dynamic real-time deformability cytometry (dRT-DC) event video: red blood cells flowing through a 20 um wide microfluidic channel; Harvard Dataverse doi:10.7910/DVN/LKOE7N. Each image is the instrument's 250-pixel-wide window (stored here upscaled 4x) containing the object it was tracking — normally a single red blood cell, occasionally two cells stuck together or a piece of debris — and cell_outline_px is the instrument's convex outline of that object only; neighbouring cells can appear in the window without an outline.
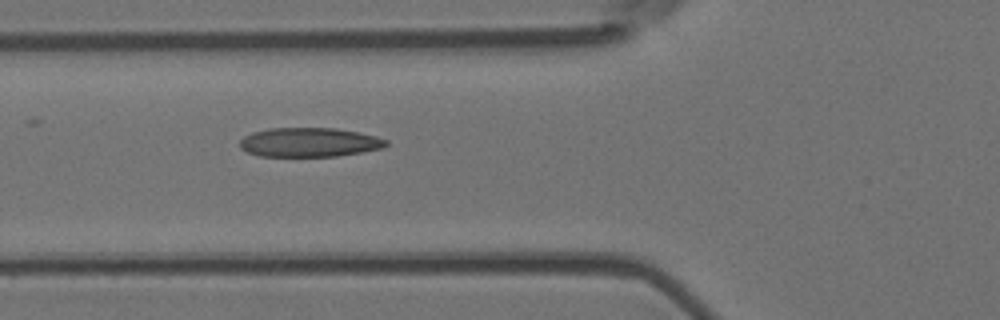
{"species": "Egyptian fruit bat (a non-hibernating species)", "species_latin": "Rousettus aegyptiacus", "temperature_condition": "room temperature", "stored_images_in_passage": 4, "camera_frame_rate_fps": 3000, "um_per_image_px": 0.085, "animal": {"sex": "female"}, "frame": {"image": 1, "passage_image": 4, "time_ms": 1.0, "image_size_px": [1000, 320], "cell_outline_px": [[388, 144], [384, 148], [336, 156], [260, 156], [248, 152], [240, 148], [240, 140], [244, 136], [252, 132], [268, 128], [336, 128], [360, 132], [376, 136], [388, 140]], "centroid_in_image_um": [26.3, 12.09], "position_along_channel_um": 99.5, "area_um2": 24.97}}